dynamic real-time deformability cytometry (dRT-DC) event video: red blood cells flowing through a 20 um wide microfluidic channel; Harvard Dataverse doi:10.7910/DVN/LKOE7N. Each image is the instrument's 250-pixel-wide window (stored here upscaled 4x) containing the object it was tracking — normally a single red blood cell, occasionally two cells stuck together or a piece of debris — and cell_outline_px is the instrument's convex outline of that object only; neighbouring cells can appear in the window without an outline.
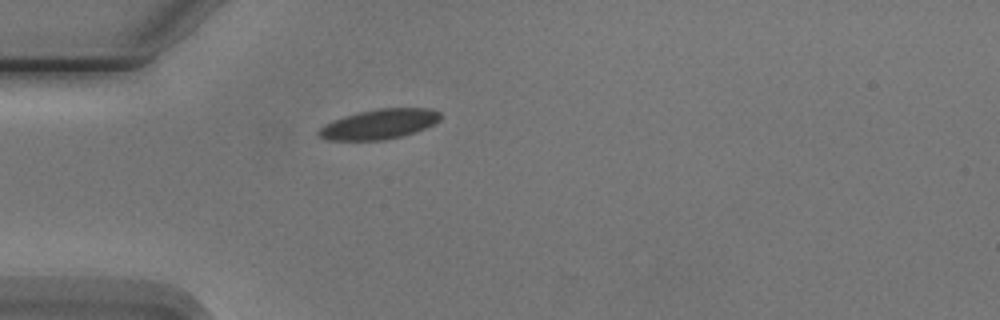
{"species": "Egyptian fruit bat (a non-hibernating species)", "species_latin": "Rousettus aegyptiacus", "temperature_condition": "cold", "stored_images_in_passage": 1, "camera_frame_rate_fps": 3000, "um_per_image_px": 0.085, "animal": {"sex": "male"}, "frame": {"image": 1, "passage_image": 1, "time_ms": 0.0, "image_size_px": [1000, 320], "cell_outline_px": [[440, 120], [424, 128], [400, 136], [384, 140], [328, 140], [316, 136], [316, 132], [324, 124], [332, 120], [344, 116], [376, 108], [432, 108], [440, 112]], "centroid_in_image_um": [32.18, 10.54], "position_along_channel_um": 52.8, "area_um2": 21.15}}